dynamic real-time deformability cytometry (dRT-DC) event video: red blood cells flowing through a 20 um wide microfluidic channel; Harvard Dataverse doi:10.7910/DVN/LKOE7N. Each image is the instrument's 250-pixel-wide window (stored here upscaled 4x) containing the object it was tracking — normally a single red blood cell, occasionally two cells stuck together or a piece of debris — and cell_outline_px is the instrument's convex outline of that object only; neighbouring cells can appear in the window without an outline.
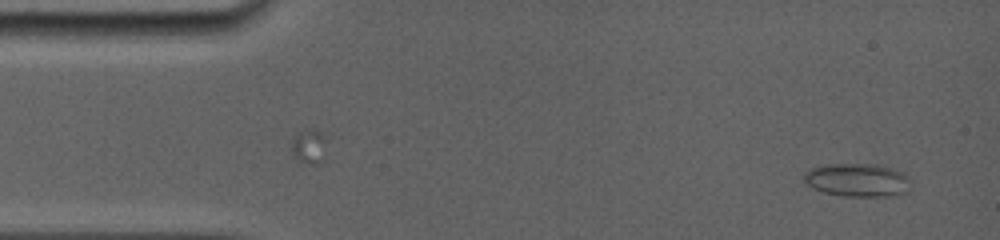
{"species": "common noctule bat (a hibernating species)", "species_latin": "Nyctalus noctula", "temperature_condition": "room temperature", "stored_images_in_passage": 30, "segment_of_instrument_passage": [1, 2], "camera_frame_rate_fps": 5000, "um_per_image_px": 0.085, "animal": {"sex": "female", "body_mass_g": 19.0, "forearm_length_mm": 56.7}, "frame": {"image": 1, "passage_image": 1, "time_ms": 0.0, "image_size_px": [1000, 240], "cell_outline_px": [[908, 192], [892, 196], [844, 196], [824, 192], [812, 188], [804, 180], [804, 172], [812, 168], [824, 164], [876, 164], [892, 168], [904, 172], [908, 176]], "centroid_in_image_um": [72.88, 15.3], "position_along_channel_um": 12.1, "area_um2": 20.75}}
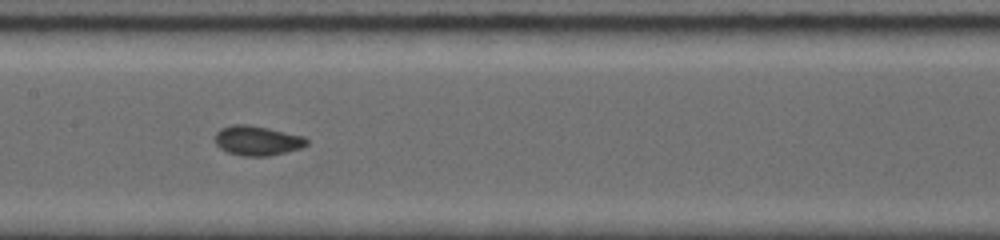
{"frame": {"image": 2, "passage_image": 14, "time_ms": 7.0, "image_size_px": [1000, 240], "cell_outline_px": [[308, 144], [300, 148], [268, 156], [240, 156], [228, 152], [220, 148], [216, 144], [216, 132], [220, 128], [232, 124], [248, 124], [268, 128], [304, 136], [308, 140]], "centroid_in_image_um": [21.85, 11.94], "position_along_channel_um": 185.5, "area_um2": 15.84}}
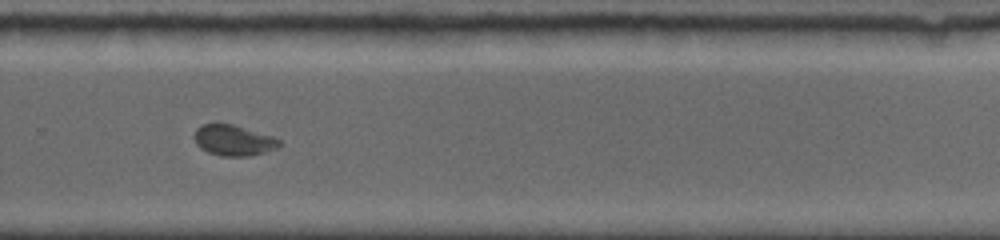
{"frame": {"image": 3, "passage_image": 20, "time_ms": 10.2, "image_size_px": [1000, 240], "cell_outline_px": [[284, 144], [276, 148], [264, 152], [248, 156], [220, 156], [208, 152], [200, 148], [196, 144], [192, 136], [196, 128], [200, 124], [232, 124], [272, 136], [280, 140]], "centroid_in_image_um": [19.81, 11.93], "position_along_channel_um": 310.0, "area_um2": 15.32}}